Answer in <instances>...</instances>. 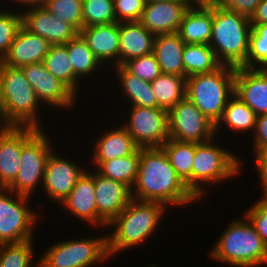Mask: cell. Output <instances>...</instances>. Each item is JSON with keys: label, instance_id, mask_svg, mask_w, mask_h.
Returning a JSON list of instances; mask_svg holds the SVG:
<instances>
[{"label": "cell", "instance_id": "1", "mask_svg": "<svg viewBox=\"0 0 267 267\" xmlns=\"http://www.w3.org/2000/svg\"><path fill=\"white\" fill-rule=\"evenodd\" d=\"M132 198L143 202H157L183 208L197 198L176 174L162 147L140 148V160ZM185 205V206H184Z\"/></svg>", "mask_w": 267, "mask_h": 267}, {"label": "cell", "instance_id": "29", "mask_svg": "<svg viewBox=\"0 0 267 267\" xmlns=\"http://www.w3.org/2000/svg\"><path fill=\"white\" fill-rule=\"evenodd\" d=\"M257 115L235 94L229 99L221 119L215 125L216 136L222 127H225L232 132H239L238 134L251 132L253 134L256 124ZM242 132V133H241Z\"/></svg>", "mask_w": 267, "mask_h": 267}, {"label": "cell", "instance_id": "44", "mask_svg": "<svg viewBox=\"0 0 267 267\" xmlns=\"http://www.w3.org/2000/svg\"><path fill=\"white\" fill-rule=\"evenodd\" d=\"M252 136H254V143H252L254 153L252 154L264 153L267 150V114L256 117L255 129Z\"/></svg>", "mask_w": 267, "mask_h": 267}, {"label": "cell", "instance_id": "7", "mask_svg": "<svg viewBox=\"0 0 267 267\" xmlns=\"http://www.w3.org/2000/svg\"><path fill=\"white\" fill-rule=\"evenodd\" d=\"M235 94V68L221 65L210 73L187 77L186 98L215 125Z\"/></svg>", "mask_w": 267, "mask_h": 267}, {"label": "cell", "instance_id": "8", "mask_svg": "<svg viewBox=\"0 0 267 267\" xmlns=\"http://www.w3.org/2000/svg\"><path fill=\"white\" fill-rule=\"evenodd\" d=\"M107 235L57 241L36 259L39 267H94L109 260Z\"/></svg>", "mask_w": 267, "mask_h": 267}, {"label": "cell", "instance_id": "43", "mask_svg": "<svg viewBox=\"0 0 267 267\" xmlns=\"http://www.w3.org/2000/svg\"><path fill=\"white\" fill-rule=\"evenodd\" d=\"M215 4L226 10L237 12L248 18L255 13L262 0H212Z\"/></svg>", "mask_w": 267, "mask_h": 267}, {"label": "cell", "instance_id": "49", "mask_svg": "<svg viewBox=\"0 0 267 267\" xmlns=\"http://www.w3.org/2000/svg\"><path fill=\"white\" fill-rule=\"evenodd\" d=\"M4 127H5V125L3 124L2 120H1V117H0V130H1L2 128H4Z\"/></svg>", "mask_w": 267, "mask_h": 267}, {"label": "cell", "instance_id": "16", "mask_svg": "<svg viewBox=\"0 0 267 267\" xmlns=\"http://www.w3.org/2000/svg\"><path fill=\"white\" fill-rule=\"evenodd\" d=\"M34 127L5 126L0 130V187L7 188L20 168L22 147L39 131Z\"/></svg>", "mask_w": 267, "mask_h": 267}, {"label": "cell", "instance_id": "46", "mask_svg": "<svg viewBox=\"0 0 267 267\" xmlns=\"http://www.w3.org/2000/svg\"><path fill=\"white\" fill-rule=\"evenodd\" d=\"M251 25L267 24V0H262L250 18Z\"/></svg>", "mask_w": 267, "mask_h": 267}, {"label": "cell", "instance_id": "20", "mask_svg": "<svg viewBox=\"0 0 267 267\" xmlns=\"http://www.w3.org/2000/svg\"><path fill=\"white\" fill-rule=\"evenodd\" d=\"M87 169L77 180L71 193L59 204L73 217L86 221V224L98 226L96 212V194L94 186V169Z\"/></svg>", "mask_w": 267, "mask_h": 267}, {"label": "cell", "instance_id": "11", "mask_svg": "<svg viewBox=\"0 0 267 267\" xmlns=\"http://www.w3.org/2000/svg\"><path fill=\"white\" fill-rule=\"evenodd\" d=\"M169 138L188 143H203L216 136L212 123L186 97L168 110Z\"/></svg>", "mask_w": 267, "mask_h": 267}, {"label": "cell", "instance_id": "15", "mask_svg": "<svg viewBox=\"0 0 267 267\" xmlns=\"http://www.w3.org/2000/svg\"><path fill=\"white\" fill-rule=\"evenodd\" d=\"M96 212L98 226H107L124 210L132 198V189L126 184L112 180L94 171Z\"/></svg>", "mask_w": 267, "mask_h": 267}, {"label": "cell", "instance_id": "37", "mask_svg": "<svg viewBox=\"0 0 267 267\" xmlns=\"http://www.w3.org/2000/svg\"><path fill=\"white\" fill-rule=\"evenodd\" d=\"M83 27L117 23L113 0H83Z\"/></svg>", "mask_w": 267, "mask_h": 267}, {"label": "cell", "instance_id": "25", "mask_svg": "<svg viewBox=\"0 0 267 267\" xmlns=\"http://www.w3.org/2000/svg\"><path fill=\"white\" fill-rule=\"evenodd\" d=\"M155 35L140 22L119 23V65L153 53Z\"/></svg>", "mask_w": 267, "mask_h": 267}, {"label": "cell", "instance_id": "26", "mask_svg": "<svg viewBox=\"0 0 267 267\" xmlns=\"http://www.w3.org/2000/svg\"><path fill=\"white\" fill-rule=\"evenodd\" d=\"M185 43L178 33L156 35L153 54L161 72L184 77L182 55Z\"/></svg>", "mask_w": 267, "mask_h": 267}, {"label": "cell", "instance_id": "28", "mask_svg": "<svg viewBox=\"0 0 267 267\" xmlns=\"http://www.w3.org/2000/svg\"><path fill=\"white\" fill-rule=\"evenodd\" d=\"M111 69H115L114 72L118 76L119 81L117 83L121 86L120 92L124 99H126V102H129L130 106L159 107L152 91L151 82L144 81L138 76L133 75L123 65L115 66Z\"/></svg>", "mask_w": 267, "mask_h": 267}, {"label": "cell", "instance_id": "36", "mask_svg": "<svg viewBox=\"0 0 267 267\" xmlns=\"http://www.w3.org/2000/svg\"><path fill=\"white\" fill-rule=\"evenodd\" d=\"M83 0H45V7L52 16L71 24L78 32L83 28Z\"/></svg>", "mask_w": 267, "mask_h": 267}, {"label": "cell", "instance_id": "10", "mask_svg": "<svg viewBox=\"0 0 267 267\" xmlns=\"http://www.w3.org/2000/svg\"><path fill=\"white\" fill-rule=\"evenodd\" d=\"M47 132L40 129L23 147L20 168L15 180L7 187L19 195L32 197L43 185L47 159L54 150Z\"/></svg>", "mask_w": 267, "mask_h": 267}, {"label": "cell", "instance_id": "5", "mask_svg": "<svg viewBox=\"0 0 267 267\" xmlns=\"http://www.w3.org/2000/svg\"><path fill=\"white\" fill-rule=\"evenodd\" d=\"M252 31L250 18L213 2L212 36L209 46L221 65L245 67Z\"/></svg>", "mask_w": 267, "mask_h": 267}, {"label": "cell", "instance_id": "34", "mask_svg": "<svg viewBox=\"0 0 267 267\" xmlns=\"http://www.w3.org/2000/svg\"><path fill=\"white\" fill-rule=\"evenodd\" d=\"M42 63L75 94V73L69 59L67 43L51 45Z\"/></svg>", "mask_w": 267, "mask_h": 267}, {"label": "cell", "instance_id": "2", "mask_svg": "<svg viewBox=\"0 0 267 267\" xmlns=\"http://www.w3.org/2000/svg\"><path fill=\"white\" fill-rule=\"evenodd\" d=\"M168 208L157 202H143L132 199L124 210L107 226L111 227L107 234L109 257L121 254L143 245L154 235ZM121 252V253H120Z\"/></svg>", "mask_w": 267, "mask_h": 267}, {"label": "cell", "instance_id": "48", "mask_svg": "<svg viewBox=\"0 0 267 267\" xmlns=\"http://www.w3.org/2000/svg\"><path fill=\"white\" fill-rule=\"evenodd\" d=\"M155 1H173V2H179V3H197L199 0H146V3L148 2H155Z\"/></svg>", "mask_w": 267, "mask_h": 267}, {"label": "cell", "instance_id": "14", "mask_svg": "<svg viewBox=\"0 0 267 267\" xmlns=\"http://www.w3.org/2000/svg\"><path fill=\"white\" fill-rule=\"evenodd\" d=\"M55 150L50 153L46 162L42 190L49 201L60 204L86 170L85 165L81 167L80 163L69 160V157L62 158Z\"/></svg>", "mask_w": 267, "mask_h": 267}, {"label": "cell", "instance_id": "35", "mask_svg": "<svg viewBox=\"0 0 267 267\" xmlns=\"http://www.w3.org/2000/svg\"><path fill=\"white\" fill-rule=\"evenodd\" d=\"M34 239L21 242L0 244V267H39V261L33 263Z\"/></svg>", "mask_w": 267, "mask_h": 267}, {"label": "cell", "instance_id": "33", "mask_svg": "<svg viewBox=\"0 0 267 267\" xmlns=\"http://www.w3.org/2000/svg\"><path fill=\"white\" fill-rule=\"evenodd\" d=\"M140 160V148L132 155L102 162L95 170L104 177L122 182L133 188Z\"/></svg>", "mask_w": 267, "mask_h": 267}, {"label": "cell", "instance_id": "47", "mask_svg": "<svg viewBox=\"0 0 267 267\" xmlns=\"http://www.w3.org/2000/svg\"><path fill=\"white\" fill-rule=\"evenodd\" d=\"M8 1H9L8 3H10L11 7L14 3L16 4V7L18 6V4H19V6L23 5V7H22L23 9H21V7H20L19 8L20 10L19 9L16 10L18 12L21 11V13L24 12V10L27 11V10L32 9V8L42 7L45 4V0H8ZM12 2H13V4H12Z\"/></svg>", "mask_w": 267, "mask_h": 267}, {"label": "cell", "instance_id": "24", "mask_svg": "<svg viewBox=\"0 0 267 267\" xmlns=\"http://www.w3.org/2000/svg\"><path fill=\"white\" fill-rule=\"evenodd\" d=\"M120 126L104 130V134L101 133L93 144L90 164L95 168L92 169L95 170L104 161L132 155L140 148L126 129L121 124Z\"/></svg>", "mask_w": 267, "mask_h": 267}, {"label": "cell", "instance_id": "45", "mask_svg": "<svg viewBox=\"0 0 267 267\" xmlns=\"http://www.w3.org/2000/svg\"><path fill=\"white\" fill-rule=\"evenodd\" d=\"M256 171L261 181V195L260 198H267V155L265 153L253 154Z\"/></svg>", "mask_w": 267, "mask_h": 267}, {"label": "cell", "instance_id": "19", "mask_svg": "<svg viewBox=\"0 0 267 267\" xmlns=\"http://www.w3.org/2000/svg\"><path fill=\"white\" fill-rule=\"evenodd\" d=\"M235 95L255 114H267V68H235Z\"/></svg>", "mask_w": 267, "mask_h": 267}, {"label": "cell", "instance_id": "39", "mask_svg": "<svg viewBox=\"0 0 267 267\" xmlns=\"http://www.w3.org/2000/svg\"><path fill=\"white\" fill-rule=\"evenodd\" d=\"M22 26V13L16 9L0 8V61L8 53L10 45Z\"/></svg>", "mask_w": 267, "mask_h": 267}, {"label": "cell", "instance_id": "27", "mask_svg": "<svg viewBox=\"0 0 267 267\" xmlns=\"http://www.w3.org/2000/svg\"><path fill=\"white\" fill-rule=\"evenodd\" d=\"M67 49L75 73V95L79 97L80 80L82 83V78L88 79L93 74L95 77L98 72L102 71V68L103 70L106 68L93 54L80 34L67 42Z\"/></svg>", "mask_w": 267, "mask_h": 267}, {"label": "cell", "instance_id": "38", "mask_svg": "<svg viewBox=\"0 0 267 267\" xmlns=\"http://www.w3.org/2000/svg\"><path fill=\"white\" fill-rule=\"evenodd\" d=\"M246 68H267V24L252 25Z\"/></svg>", "mask_w": 267, "mask_h": 267}, {"label": "cell", "instance_id": "12", "mask_svg": "<svg viewBox=\"0 0 267 267\" xmlns=\"http://www.w3.org/2000/svg\"><path fill=\"white\" fill-rule=\"evenodd\" d=\"M129 112L121 125L140 148L161 147L169 139L168 110L131 106Z\"/></svg>", "mask_w": 267, "mask_h": 267}, {"label": "cell", "instance_id": "30", "mask_svg": "<svg viewBox=\"0 0 267 267\" xmlns=\"http://www.w3.org/2000/svg\"><path fill=\"white\" fill-rule=\"evenodd\" d=\"M176 174L192 193V167L196 152V143L180 142L168 139L161 146Z\"/></svg>", "mask_w": 267, "mask_h": 267}, {"label": "cell", "instance_id": "3", "mask_svg": "<svg viewBox=\"0 0 267 267\" xmlns=\"http://www.w3.org/2000/svg\"><path fill=\"white\" fill-rule=\"evenodd\" d=\"M41 106L22 68L7 66L0 61V117L3 124L43 129L38 115Z\"/></svg>", "mask_w": 267, "mask_h": 267}, {"label": "cell", "instance_id": "17", "mask_svg": "<svg viewBox=\"0 0 267 267\" xmlns=\"http://www.w3.org/2000/svg\"><path fill=\"white\" fill-rule=\"evenodd\" d=\"M196 3L148 2L139 22L155 36L177 33L185 12Z\"/></svg>", "mask_w": 267, "mask_h": 267}, {"label": "cell", "instance_id": "6", "mask_svg": "<svg viewBox=\"0 0 267 267\" xmlns=\"http://www.w3.org/2000/svg\"><path fill=\"white\" fill-rule=\"evenodd\" d=\"M215 139L217 140L214 137L207 142L196 144L192 167V194L199 201L208 194V191L204 189L206 185L209 188L210 184L218 185L219 182H227V180H232L233 176L237 177L242 173L244 161L241 160L243 158H239V155L223 145L216 144Z\"/></svg>", "mask_w": 267, "mask_h": 267}, {"label": "cell", "instance_id": "32", "mask_svg": "<svg viewBox=\"0 0 267 267\" xmlns=\"http://www.w3.org/2000/svg\"><path fill=\"white\" fill-rule=\"evenodd\" d=\"M182 60L184 77L210 73L221 66L214 50L209 45L204 44H185Z\"/></svg>", "mask_w": 267, "mask_h": 267}, {"label": "cell", "instance_id": "9", "mask_svg": "<svg viewBox=\"0 0 267 267\" xmlns=\"http://www.w3.org/2000/svg\"><path fill=\"white\" fill-rule=\"evenodd\" d=\"M30 201L31 197L0 187V244L33 239L41 213L29 206Z\"/></svg>", "mask_w": 267, "mask_h": 267}, {"label": "cell", "instance_id": "40", "mask_svg": "<svg viewBox=\"0 0 267 267\" xmlns=\"http://www.w3.org/2000/svg\"><path fill=\"white\" fill-rule=\"evenodd\" d=\"M130 73L140 79L152 82L162 72L153 53L133 58L123 65Z\"/></svg>", "mask_w": 267, "mask_h": 267}, {"label": "cell", "instance_id": "4", "mask_svg": "<svg viewBox=\"0 0 267 267\" xmlns=\"http://www.w3.org/2000/svg\"><path fill=\"white\" fill-rule=\"evenodd\" d=\"M242 217L224 228L209 257L234 267H262L267 264V246L248 218L244 214Z\"/></svg>", "mask_w": 267, "mask_h": 267}, {"label": "cell", "instance_id": "13", "mask_svg": "<svg viewBox=\"0 0 267 267\" xmlns=\"http://www.w3.org/2000/svg\"><path fill=\"white\" fill-rule=\"evenodd\" d=\"M26 80L35 90L39 101L46 107L63 110L72 109L77 96L59 79L54 77L42 62L21 67ZM76 102V103H75Z\"/></svg>", "mask_w": 267, "mask_h": 267}, {"label": "cell", "instance_id": "42", "mask_svg": "<svg viewBox=\"0 0 267 267\" xmlns=\"http://www.w3.org/2000/svg\"><path fill=\"white\" fill-rule=\"evenodd\" d=\"M254 203L243 214L255 227L257 233L267 246V198H260Z\"/></svg>", "mask_w": 267, "mask_h": 267}, {"label": "cell", "instance_id": "21", "mask_svg": "<svg viewBox=\"0 0 267 267\" xmlns=\"http://www.w3.org/2000/svg\"><path fill=\"white\" fill-rule=\"evenodd\" d=\"M79 34L103 66H119L118 22L83 27Z\"/></svg>", "mask_w": 267, "mask_h": 267}, {"label": "cell", "instance_id": "18", "mask_svg": "<svg viewBox=\"0 0 267 267\" xmlns=\"http://www.w3.org/2000/svg\"><path fill=\"white\" fill-rule=\"evenodd\" d=\"M22 25L51 45L66 44L79 34L71 24L52 16L43 6L22 12Z\"/></svg>", "mask_w": 267, "mask_h": 267}, {"label": "cell", "instance_id": "41", "mask_svg": "<svg viewBox=\"0 0 267 267\" xmlns=\"http://www.w3.org/2000/svg\"><path fill=\"white\" fill-rule=\"evenodd\" d=\"M116 21L139 22L146 0H113Z\"/></svg>", "mask_w": 267, "mask_h": 267}, {"label": "cell", "instance_id": "23", "mask_svg": "<svg viewBox=\"0 0 267 267\" xmlns=\"http://www.w3.org/2000/svg\"><path fill=\"white\" fill-rule=\"evenodd\" d=\"M50 46L46 39L30 32L22 25L1 62L11 67L43 62Z\"/></svg>", "mask_w": 267, "mask_h": 267}, {"label": "cell", "instance_id": "31", "mask_svg": "<svg viewBox=\"0 0 267 267\" xmlns=\"http://www.w3.org/2000/svg\"><path fill=\"white\" fill-rule=\"evenodd\" d=\"M187 77L161 73L151 82L153 94L160 108L169 110L186 97Z\"/></svg>", "mask_w": 267, "mask_h": 267}, {"label": "cell", "instance_id": "22", "mask_svg": "<svg viewBox=\"0 0 267 267\" xmlns=\"http://www.w3.org/2000/svg\"><path fill=\"white\" fill-rule=\"evenodd\" d=\"M212 25L213 1L199 0L185 12L177 33L185 44L209 45Z\"/></svg>", "mask_w": 267, "mask_h": 267}]
</instances>
